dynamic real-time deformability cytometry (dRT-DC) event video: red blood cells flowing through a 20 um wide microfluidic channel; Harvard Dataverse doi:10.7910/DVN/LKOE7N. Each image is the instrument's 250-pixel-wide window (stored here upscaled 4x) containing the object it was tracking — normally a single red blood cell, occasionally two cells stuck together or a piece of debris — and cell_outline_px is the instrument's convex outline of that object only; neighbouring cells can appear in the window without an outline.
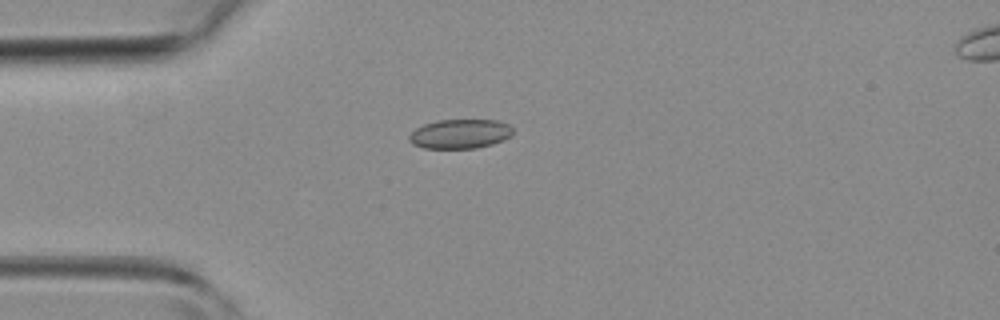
{"species": "common noctule bat (a hibernating species)", "species_latin": "Nyctalus noctula", "temperature_condition": "room temperature", "stored_images_in_passage": 31, "camera_frame_rate_fps": 3000, "um_per_image_px": 0.085, "animal": {"sex": "female", "body_mass_g": 19.3, "forearm_length_mm": 54.1}, "frame": {"image": 1, "passage_image": 1, "time_ms": 0.0, "image_size_px": [1000, 320], "cell_outline_px": [[512, 136], [504, 140], [492, 144], [476, 148], [424, 148], [412, 144], [408, 140], [408, 136], [416, 128], [424, 124], [436, 120], [496, 120], [508, 124], [512, 128]], "centroid_in_image_um": [39.1, 11.38], "position_along_channel_um": 45.9, "area_um2": 17.8}}
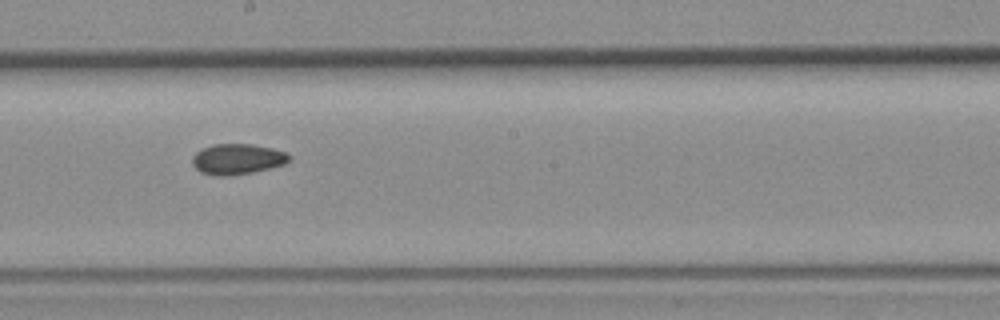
{"frame": {"image": 2, "passage_image": 14, "time_ms": 4.333, "image_size_px": [1000, 320], "cell_outline_px": [[292, 156], [284, 164], [252, 172], [228, 176], [216, 176], [200, 172], [192, 164], [192, 156], [196, 152], [204, 148], [216, 144], [252, 144], [272, 148], [288, 152]], "centroid_in_image_um": [20.18, 13.52], "position_along_channel_um": 228.0, "area_um2": 17.22}}
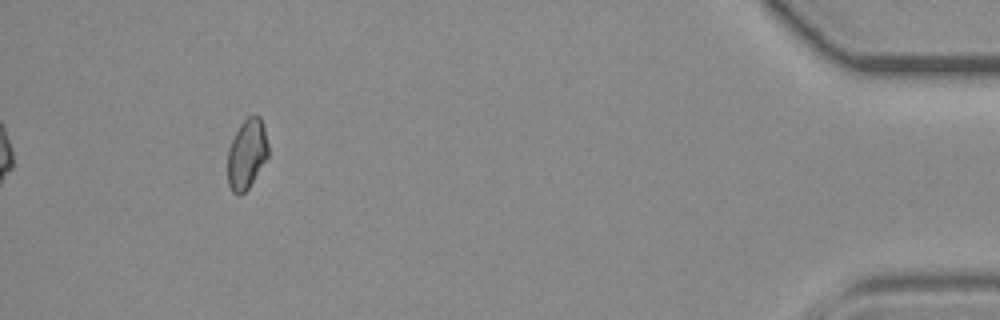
{"frame": {"image": 3, "passage_image": 31, "time_ms": 10.0, "image_size_px": [1000, 320], "cell_outline_px": [[268, 156], [248, 188], [240, 196], [232, 192], [228, 184], [228, 148], [240, 124], [248, 116], [260, 116], [264, 128], [268, 144]], "centroid_in_image_um": [20.97, 13.1], "position_along_channel_um": 414.2, "area_um2": 16.36}}